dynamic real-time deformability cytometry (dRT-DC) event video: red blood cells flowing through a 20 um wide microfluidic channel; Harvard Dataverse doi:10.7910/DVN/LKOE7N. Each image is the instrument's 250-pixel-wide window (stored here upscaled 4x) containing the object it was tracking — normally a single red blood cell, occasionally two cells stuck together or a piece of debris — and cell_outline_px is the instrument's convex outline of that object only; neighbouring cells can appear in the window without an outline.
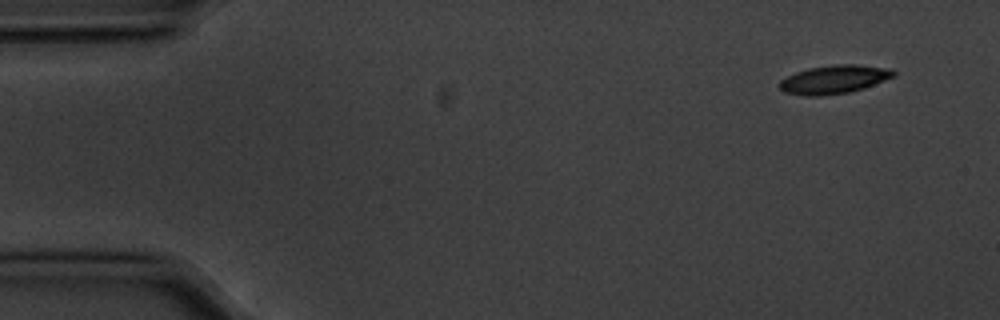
{"species": "common noctule bat (a hibernating species)", "species_latin": "Nyctalus noctula", "temperature_condition": "cold", "stored_images_in_passage": 14, "camera_frame_rate_fps": 3000, "um_per_image_px": 0.085, "animal": {"sex": "male", "body_mass_g": 20.1, "forearm_length_mm": 53.5}, "frame": {"image": 1, "passage_image": 1, "time_ms": 0.0, "image_size_px": [1000, 320], "cell_outline_px": [[896, 76], [864, 88], [848, 92], [820, 96], [804, 96], [784, 92], [780, 88], [780, 80], [796, 72], [808, 68], [832, 64], [856, 64], [892, 68], [896, 72]], "centroid_in_image_um": [70.93, 6.74], "position_along_channel_um": 14.1, "area_um2": 19.07}}